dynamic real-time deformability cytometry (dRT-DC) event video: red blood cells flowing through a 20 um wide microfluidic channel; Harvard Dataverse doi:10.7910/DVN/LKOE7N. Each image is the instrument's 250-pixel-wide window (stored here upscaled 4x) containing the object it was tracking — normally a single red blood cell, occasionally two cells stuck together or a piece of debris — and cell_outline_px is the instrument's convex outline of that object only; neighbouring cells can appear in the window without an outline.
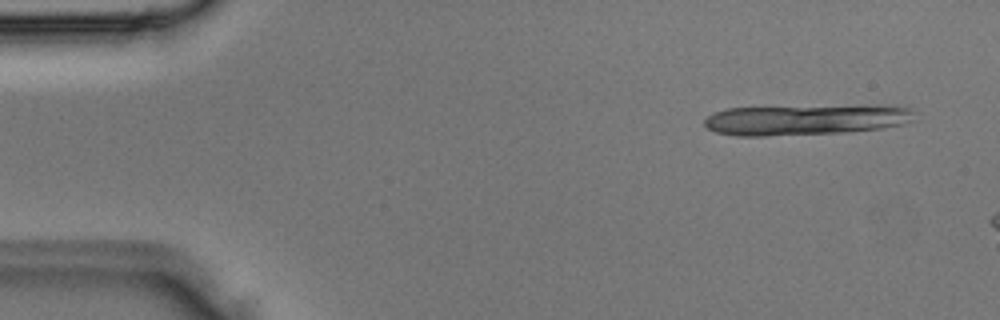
{"species": "Egyptian fruit bat (a non-hibernating species)", "species_latin": "Rousettus aegyptiacus", "temperature_condition": "room temperature", "stored_images_in_passage": 3, "camera_frame_rate_fps": 3000, "um_per_image_px": 0.085, "animal": {"sex": "male"}, "frame": {"image": 1, "passage_image": 1, "time_ms": 0.0, "image_size_px": [1000, 320], "cell_outline_px": [[912, 120], [904, 124], [880, 128], [840, 132], [768, 136], [736, 136], [716, 132], [708, 128], [704, 124], [704, 120], [708, 116], [716, 112], [728, 108], [908, 108], [912, 112]], "centroid_in_image_um": [68.27, 10.24], "position_along_channel_um": 16.7, "area_um2": 34.97}}